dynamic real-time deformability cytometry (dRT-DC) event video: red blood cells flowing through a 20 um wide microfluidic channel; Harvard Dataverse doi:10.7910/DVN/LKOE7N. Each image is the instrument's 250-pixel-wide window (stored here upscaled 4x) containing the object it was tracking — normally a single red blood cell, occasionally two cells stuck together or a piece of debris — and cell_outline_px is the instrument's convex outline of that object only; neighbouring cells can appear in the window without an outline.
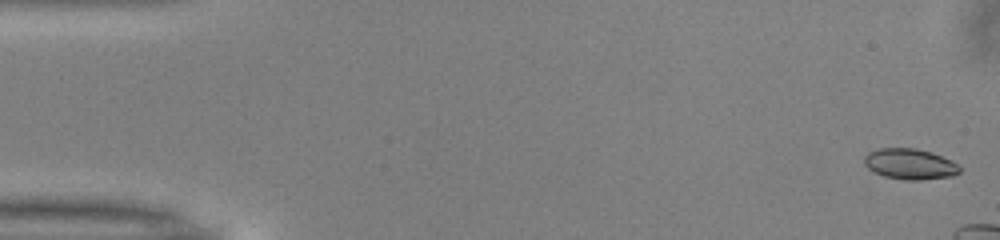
{"species": "common noctule bat (a hibernating species)", "species_latin": "Nyctalus noctula", "temperature_condition": "warm", "stored_images_in_passage": 9, "camera_frame_rate_fps": 3000, "um_per_image_px": 0.085, "animal": {"sex": "male", "body_mass_g": 13.0, "forearm_length_mm": 53.1}, "frame": {"image": 1, "passage_image": 1, "time_ms": 0.0, "image_size_px": [1000, 240], "cell_outline_px": [[960, 172], [952, 176], [920, 180], [908, 180], [884, 176], [868, 168], [864, 164], [864, 156], [868, 152], [880, 148], [916, 148], [952, 160], [960, 168]], "centroid_in_image_um": [77.33, 13.94], "position_along_channel_um": 7.7, "area_um2": 16.88}}